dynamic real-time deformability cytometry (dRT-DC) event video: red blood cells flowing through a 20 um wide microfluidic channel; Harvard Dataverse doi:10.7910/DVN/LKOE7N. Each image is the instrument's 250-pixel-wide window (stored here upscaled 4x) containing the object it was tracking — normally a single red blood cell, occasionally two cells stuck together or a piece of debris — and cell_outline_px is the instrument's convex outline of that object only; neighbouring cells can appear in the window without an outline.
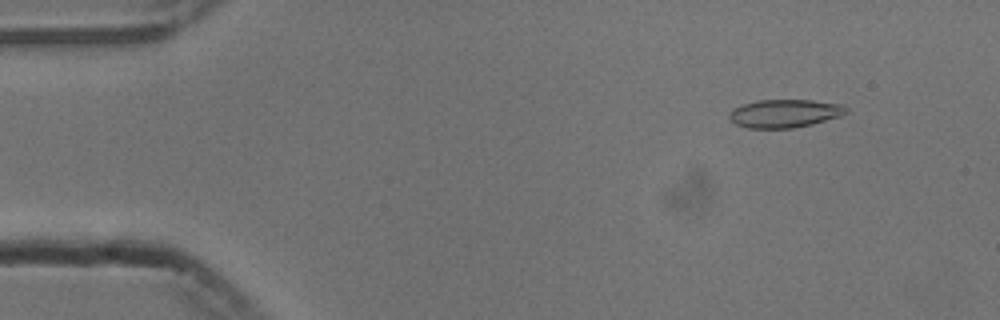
{"species": "common noctule bat (a hibernating species)", "species_latin": "Nyctalus noctula", "temperature_condition": "cold", "stored_images_in_passage": 54, "camera_frame_rate_fps": 3000, "um_per_image_px": 0.085, "animal": {"sex": "male", "body_mass_g": 13.3}, "frame": {"image": 1, "passage_image": 6, "time_ms": 1.667, "image_size_px": [1000, 320], "cell_outline_px": [[848, 112], [840, 116], [812, 124], [792, 128], [748, 128], [736, 124], [728, 116], [728, 112], [732, 108], [756, 100], [812, 100], [844, 104], [848, 108]], "centroid_in_image_um": [66.71, 9.63], "position_along_channel_um": 18.3, "area_um2": 19.31}}
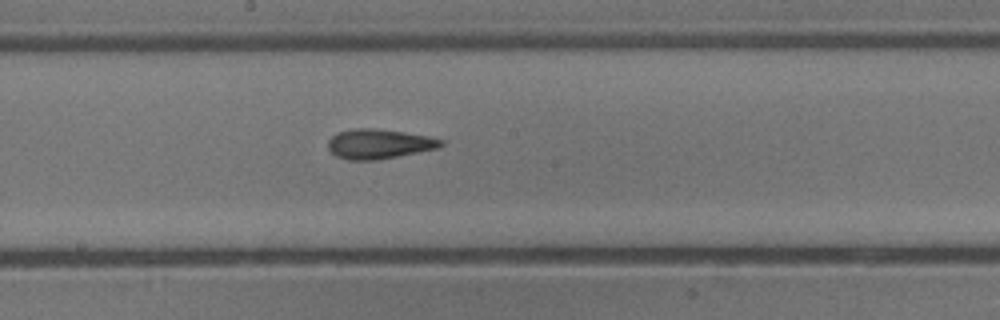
{"frame": {"image": 2, "passage_image": 29, "time_ms": 9.333, "image_size_px": [1000, 320], "cell_outline_px": [[444, 144], [440, 148], [376, 160], [348, 160], [336, 156], [328, 148], [328, 140], [336, 132], [356, 128], [372, 128], [404, 132], [428, 136], [444, 140]], "centroid_in_image_um": [32.22, 12.23], "position_along_channel_um": 216.0, "area_um2": 19.59}}
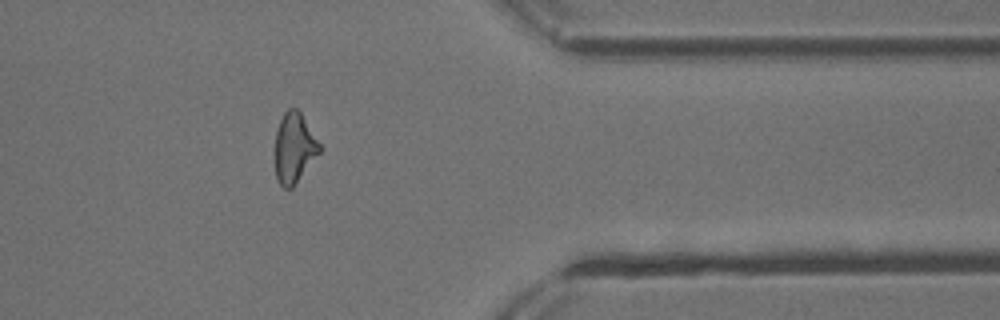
{"frame": {"image": 3, "passage_image": 44, "time_ms": 14.333, "image_size_px": [1000, 320], "cell_outline_px": [[320, 152], [292, 188], [284, 188], [276, 180], [276, 132], [280, 120], [284, 112], [288, 108], [296, 108], [300, 112], [320, 144]], "centroid_in_image_um": [25.0, 12.57], "position_along_channel_um": 386.4, "area_um2": 17.8}, "authors_computed_cell_mechanics": {"area_um2": 19.0451, "velocity_mm_per_s": 3.7609, "shape_relaxation_time_tau1_ms": 6.7029, "shape_relaxation_time_tau2_ms": 2.4192, "deformation_change_tau1": 0.1835, "deformation_change_tau2": 0.1104}}